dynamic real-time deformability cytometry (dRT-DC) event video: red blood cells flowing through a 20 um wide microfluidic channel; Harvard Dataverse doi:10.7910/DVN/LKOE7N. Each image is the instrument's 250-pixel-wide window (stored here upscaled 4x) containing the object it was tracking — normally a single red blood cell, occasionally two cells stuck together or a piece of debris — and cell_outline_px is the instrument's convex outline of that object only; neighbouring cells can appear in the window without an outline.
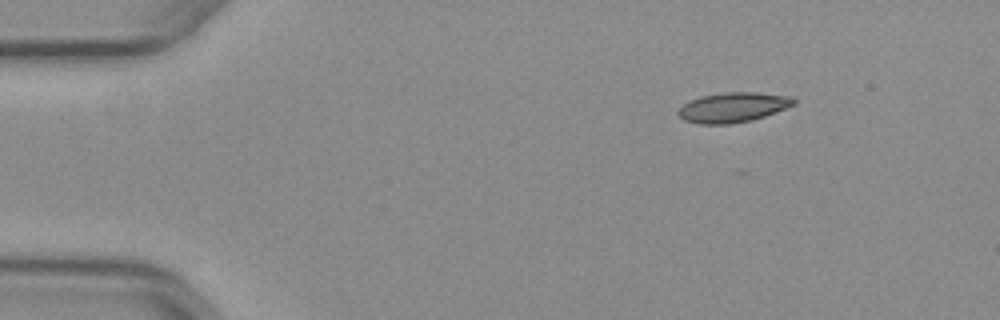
{"species": "common noctule bat (a hibernating species)", "species_latin": "Nyctalus noctula", "temperature_condition": "warm", "stored_images_in_passage": 39, "camera_frame_rate_fps": 3000, "um_per_image_px": 0.085, "animal": {"sex": "female", "body_mass_g": 29.2, "forearm_length_mm": 56.3}, "frame": {"image": 1, "passage_image": 1, "time_ms": 0.0, "image_size_px": [1000, 320], "cell_outline_px": [[796, 104], [776, 112], [752, 120], [732, 124], [700, 124], [684, 120], [676, 112], [684, 104], [700, 96], [724, 92], [756, 92], [792, 96], [796, 100]], "centroid_in_image_um": [62.33, 9.12], "position_along_channel_um": 22.7, "area_um2": 20.17}}
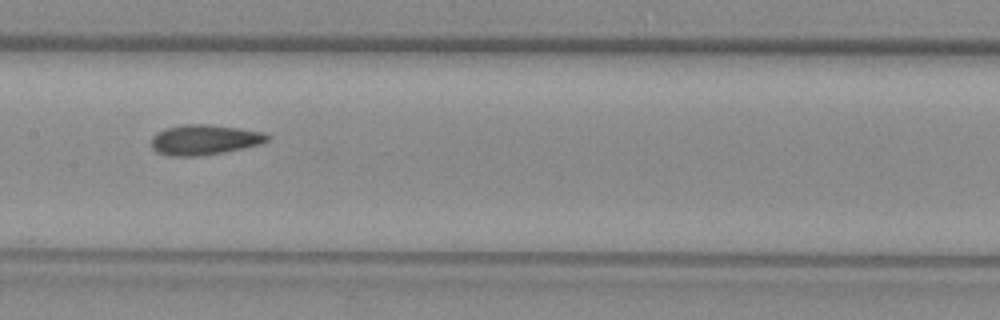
{"frame": {"image": 2, "passage_image": 20, "time_ms": 6.333, "image_size_px": [1000, 320], "cell_outline_px": [[272, 136], [268, 140], [260, 144], [224, 152], [200, 156], [168, 156], [156, 152], [152, 148], [152, 136], [156, 132], [164, 128], [184, 124], [208, 124], [240, 128], [264, 132]], "centroid_in_image_um": [17.36, 11.87], "position_along_channel_um": 190.0, "area_um2": 20.63}}
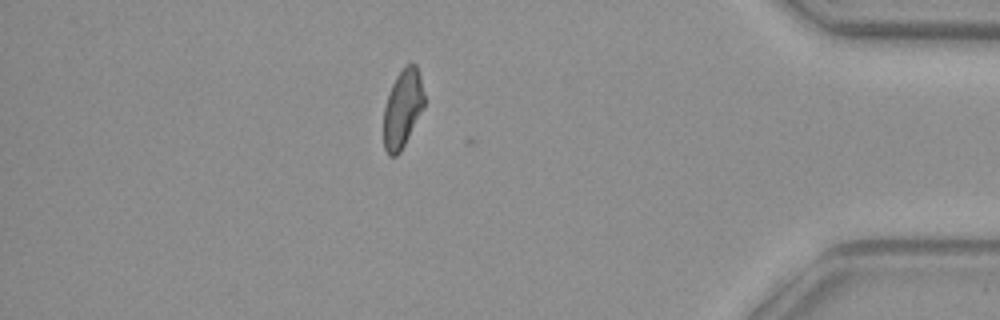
{"frame": {"image": 3, "passage_image": 39, "time_ms": 12.667, "image_size_px": [1000, 320], "cell_outline_px": [[424, 104], [400, 152], [396, 156], [388, 156], [384, 148], [384, 108], [392, 84], [396, 76], [404, 64], [412, 60], [416, 64], [420, 76], [424, 96]], "centroid_in_image_um": [34.21, 9.17], "position_along_channel_um": 401.0, "area_um2": 18.26}, "authors_computed_cell_mechanics": {"area_um2": 19.7676, "velocity_mm_per_s": 3.9801, "shape_relaxation_time_tau1_ms": null, "shape_relaxation_time_tau2_ms": 3.296, "deformation_change_tau1": null, "deformation_change_tau2": 0.0866}}